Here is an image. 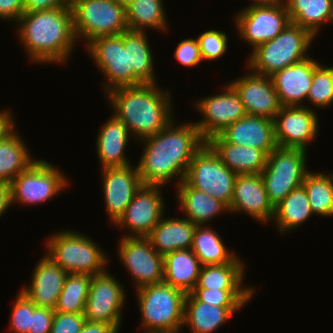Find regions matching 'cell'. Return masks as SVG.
Wrapping results in <instances>:
<instances>
[{"mask_svg": "<svg viewBox=\"0 0 333 333\" xmlns=\"http://www.w3.org/2000/svg\"><path fill=\"white\" fill-rule=\"evenodd\" d=\"M141 139L145 145L137 164L143 185L163 186L179 176L176 186L187 174L194 154L205 144L195 123L174 124Z\"/></svg>", "mask_w": 333, "mask_h": 333, "instance_id": "1", "label": "cell"}, {"mask_svg": "<svg viewBox=\"0 0 333 333\" xmlns=\"http://www.w3.org/2000/svg\"><path fill=\"white\" fill-rule=\"evenodd\" d=\"M16 23L18 39L32 62H68L77 42L70 7L24 12Z\"/></svg>", "mask_w": 333, "mask_h": 333, "instance_id": "2", "label": "cell"}, {"mask_svg": "<svg viewBox=\"0 0 333 333\" xmlns=\"http://www.w3.org/2000/svg\"><path fill=\"white\" fill-rule=\"evenodd\" d=\"M170 93L156 83L122 86L105 94L113 115L124 122L131 137L140 141L155 135L174 119Z\"/></svg>", "mask_w": 333, "mask_h": 333, "instance_id": "3", "label": "cell"}, {"mask_svg": "<svg viewBox=\"0 0 333 333\" xmlns=\"http://www.w3.org/2000/svg\"><path fill=\"white\" fill-rule=\"evenodd\" d=\"M314 38L310 31L291 22L276 38L251 51L246 68L261 75L272 76L309 57L307 51H310Z\"/></svg>", "mask_w": 333, "mask_h": 333, "instance_id": "4", "label": "cell"}, {"mask_svg": "<svg viewBox=\"0 0 333 333\" xmlns=\"http://www.w3.org/2000/svg\"><path fill=\"white\" fill-rule=\"evenodd\" d=\"M45 254L68 274L94 276L106 271L108 256L91 237L77 231H58L46 240Z\"/></svg>", "mask_w": 333, "mask_h": 333, "instance_id": "5", "label": "cell"}, {"mask_svg": "<svg viewBox=\"0 0 333 333\" xmlns=\"http://www.w3.org/2000/svg\"><path fill=\"white\" fill-rule=\"evenodd\" d=\"M141 315L142 333L183 328L186 293L164 282L135 290Z\"/></svg>", "mask_w": 333, "mask_h": 333, "instance_id": "6", "label": "cell"}, {"mask_svg": "<svg viewBox=\"0 0 333 333\" xmlns=\"http://www.w3.org/2000/svg\"><path fill=\"white\" fill-rule=\"evenodd\" d=\"M70 8L76 40L81 38L85 45L96 37L129 30L126 7L116 0H76Z\"/></svg>", "mask_w": 333, "mask_h": 333, "instance_id": "7", "label": "cell"}, {"mask_svg": "<svg viewBox=\"0 0 333 333\" xmlns=\"http://www.w3.org/2000/svg\"><path fill=\"white\" fill-rule=\"evenodd\" d=\"M86 49L95 66L103 72L105 93L122 86H134V70L130 68V30L96 37L86 44Z\"/></svg>", "mask_w": 333, "mask_h": 333, "instance_id": "8", "label": "cell"}, {"mask_svg": "<svg viewBox=\"0 0 333 333\" xmlns=\"http://www.w3.org/2000/svg\"><path fill=\"white\" fill-rule=\"evenodd\" d=\"M306 162L307 151L301 148L277 146L267 156L266 166L260 175L273 207L303 184L305 175L309 172Z\"/></svg>", "mask_w": 333, "mask_h": 333, "instance_id": "9", "label": "cell"}, {"mask_svg": "<svg viewBox=\"0 0 333 333\" xmlns=\"http://www.w3.org/2000/svg\"><path fill=\"white\" fill-rule=\"evenodd\" d=\"M67 176L45 160H35L9 184L11 206L42 204L55 198L69 185Z\"/></svg>", "mask_w": 333, "mask_h": 333, "instance_id": "10", "label": "cell"}, {"mask_svg": "<svg viewBox=\"0 0 333 333\" xmlns=\"http://www.w3.org/2000/svg\"><path fill=\"white\" fill-rule=\"evenodd\" d=\"M236 177L237 174L224 165L219 156L205 142L194 154L184 180L192 188L215 197L229 208Z\"/></svg>", "mask_w": 333, "mask_h": 333, "instance_id": "11", "label": "cell"}, {"mask_svg": "<svg viewBox=\"0 0 333 333\" xmlns=\"http://www.w3.org/2000/svg\"><path fill=\"white\" fill-rule=\"evenodd\" d=\"M117 280L107 270L92 276L84 311L86 321L112 324L120 330L127 296Z\"/></svg>", "mask_w": 333, "mask_h": 333, "instance_id": "12", "label": "cell"}, {"mask_svg": "<svg viewBox=\"0 0 333 333\" xmlns=\"http://www.w3.org/2000/svg\"><path fill=\"white\" fill-rule=\"evenodd\" d=\"M234 21L240 37L253 50L260 44L276 38L291 19L283 3L242 8Z\"/></svg>", "mask_w": 333, "mask_h": 333, "instance_id": "13", "label": "cell"}, {"mask_svg": "<svg viewBox=\"0 0 333 333\" xmlns=\"http://www.w3.org/2000/svg\"><path fill=\"white\" fill-rule=\"evenodd\" d=\"M117 245L118 257L133 278L135 289L163 282V256L147 237L122 236Z\"/></svg>", "mask_w": 333, "mask_h": 333, "instance_id": "14", "label": "cell"}, {"mask_svg": "<svg viewBox=\"0 0 333 333\" xmlns=\"http://www.w3.org/2000/svg\"><path fill=\"white\" fill-rule=\"evenodd\" d=\"M223 91V93L196 101L195 108L200 111L203 119L195 121V125L205 142L246 115L243 103L235 89L227 83Z\"/></svg>", "mask_w": 333, "mask_h": 333, "instance_id": "15", "label": "cell"}, {"mask_svg": "<svg viewBox=\"0 0 333 333\" xmlns=\"http://www.w3.org/2000/svg\"><path fill=\"white\" fill-rule=\"evenodd\" d=\"M159 187L142 185L136 192L123 215L114 224L120 229L129 230L123 236L147 237L162 219L165 214V202L161 192L163 189Z\"/></svg>", "mask_w": 333, "mask_h": 333, "instance_id": "16", "label": "cell"}, {"mask_svg": "<svg viewBox=\"0 0 333 333\" xmlns=\"http://www.w3.org/2000/svg\"><path fill=\"white\" fill-rule=\"evenodd\" d=\"M311 108L307 104L280 108L273 119L275 140L279 147L308 150L320 126L317 113Z\"/></svg>", "mask_w": 333, "mask_h": 333, "instance_id": "17", "label": "cell"}, {"mask_svg": "<svg viewBox=\"0 0 333 333\" xmlns=\"http://www.w3.org/2000/svg\"><path fill=\"white\" fill-rule=\"evenodd\" d=\"M102 169V189L110 223L115 224L143 185L137 165Z\"/></svg>", "mask_w": 333, "mask_h": 333, "instance_id": "18", "label": "cell"}, {"mask_svg": "<svg viewBox=\"0 0 333 333\" xmlns=\"http://www.w3.org/2000/svg\"><path fill=\"white\" fill-rule=\"evenodd\" d=\"M249 71H251L249 73ZM243 77L228 82L240 96L246 114L273 120L282 107L270 76L249 69Z\"/></svg>", "mask_w": 333, "mask_h": 333, "instance_id": "19", "label": "cell"}, {"mask_svg": "<svg viewBox=\"0 0 333 333\" xmlns=\"http://www.w3.org/2000/svg\"><path fill=\"white\" fill-rule=\"evenodd\" d=\"M228 210L230 213L243 212L261 223H268L273 219L274 207L268 199L260 174L237 175Z\"/></svg>", "mask_w": 333, "mask_h": 333, "instance_id": "20", "label": "cell"}, {"mask_svg": "<svg viewBox=\"0 0 333 333\" xmlns=\"http://www.w3.org/2000/svg\"><path fill=\"white\" fill-rule=\"evenodd\" d=\"M319 64L310 56L270 76L281 106H304Z\"/></svg>", "mask_w": 333, "mask_h": 333, "instance_id": "21", "label": "cell"}, {"mask_svg": "<svg viewBox=\"0 0 333 333\" xmlns=\"http://www.w3.org/2000/svg\"><path fill=\"white\" fill-rule=\"evenodd\" d=\"M31 283L22 291L37 307L55 309L68 273L44 255L35 265Z\"/></svg>", "mask_w": 333, "mask_h": 333, "instance_id": "22", "label": "cell"}, {"mask_svg": "<svg viewBox=\"0 0 333 333\" xmlns=\"http://www.w3.org/2000/svg\"><path fill=\"white\" fill-rule=\"evenodd\" d=\"M219 135L227 142L258 148L269 155L278 145L275 140L274 121L246 114L226 127Z\"/></svg>", "mask_w": 333, "mask_h": 333, "instance_id": "23", "label": "cell"}, {"mask_svg": "<svg viewBox=\"0 0 333 333\" xmlns=\"http://www.w3.org/2000/svg\"><path fill=\"white\" fill-rule=\"evenodd\" d=\"M130 133L124 122L111 115L99 130L96 138V153L101 169L131 165L125 155Z\"/></svg>", "mask_w": 333, "mask_h": 333, "instance_id": "24", "label": "cell"}, {"mask_svg": "<svg viewBox=\"0 0 333 333\" xmlns=\"http://www.w3.org/2000/svg\"><path fill=\"white\" fill-rule=\"evenodd\" d=\"M206 143L231 171L239 174H260L266 166L267 154L254 147L225 141L219 134Z\"/></svg>", "mask_w": 333, "mask_h": 333, "instance_id": "25", "label": "cell"}, {"mask_svg": "<svg viewBox=\"0 0 333 333\" xmlns=\"http://www.w3.org/2000/svg\"><path fill=\"white\" fill-rule=\"evenodd\" d=\"M15 126L13 121L0 135V182L6 184L37 160L29 153Z\"/></svg>", "mask_w": 333, "mask_h": 333, "instance_id": "26", "label": "cell"}, {"mask_svg": "<svg viewBox=\"0 0 333 333\" xmlns=\"http://www.w3.org/2000/svg\"><path fill=\"white\" fill-rule=\"evenodd\" d=\"M243 307H220L199 301L191 292L186 293L183 326L190 333H215Z\"/></svg>", "mask_w": 333, "mask_h": 333, "instance_id": "27", "label": "cell"}, {"mask_svg": "<svg viewBox=\"0 0 333 333\" xmlns=\"http://www.w3.org/2000/svg\"><path fill=\"white\" fill-rule=\"evenodd\" d=\"M196 226L184 216L162 217L147 238L156 252L164 256L176 250L191 249Z\"/></svg>", "mask_w": 333, "mask_h": 333, "instance_id": "28", "label": "cell"}, {"mask_svg": "<svg viewBox=\"0 0 333 333\" xmlns=\"http://www.w3.org/2000/svg\"><path fill=\"white\" fill-rule=\"evenodd\" d=\"M177 202L184 218L196 225H205L217 215L229 212L228 207L213 196L192 188L185 180L177 185Z\"/></svg>", "mask_w": 333, "mask_h": 333, "instance_id": "29", "label": "cell"}, {"mask_svg": "<svg viewBox=\"0 0 333 333\" xmlns=\"http://www.w3.org/2000/svg\"><path fill=\"white\" fill-rule=\"evenodd\" d=\"M201 263L191 249H181L163 256V282L190 293L197 284Z\"/></svg>", "mask_w": 333, "mask_h": 333, "instance_id": "30", "label": "cell"}, {"mask_svg": "<svg viewBox=\"0 0 333 333\" xmlns=\"http://www.w3.org/2000/svg\"><path fill=\"white\" fill-rule=\"evenodd\" d=\"M245 267L242 258L222 265H203L194 288L211 290H255L254 286L243 285Z\"/></svg>", "mask_w": 333, "mask_h": 333, "instance_id": "31", "label": "cell"}, {"mask_svg": "<svg viewBox=\"0 0 333 333\" xmlns=\"http://www.w3.org/2000/svg\"><path fill=\"white\" fill-rule=\"evenodd\" d=\"M314 215L303 185L293 189L284 199L274 207L272 223L281 234L288 233L304 224ZM287 231V232H286Z\"/></svg>", "mask_w": 333, "mask_h": 333, "instance_id": "32", "label": "cell"}, {"mask_svg": "<svg viewBox=\"0 0 333 333\" xmlns=\"http://www.w3.org/2000/svg\"><path fill=\"white\" fill-rule=\"evenodd\" d=\"M291 22L315 37L323 24L333 21L332 0H284Z\"/></svg>", "mask_w": 333, "mask_h": 333, "instance_id": "33", "label": "cell"}, {"mask_svg": "<svg viewBox=\"0 0 333 333\" xmlns=\"http://www.w3.org/2000/svg\"><path fill=\"white\" fill-rule=\"evenodd\" d=\"M191 250L202 266L222 265L232 262L238 256L225 246L219 233L208 225L196 226Z\"/></svg>", "mask_w": 333, "mask_h": 333, "instance_id": "34", "label": "cell"}, {"mask_svg": "<svg viewBox=\"0 0 333 333\" xmlns=\"http://www.w3.org/2000/svg\"><path fill=\"white\" fill-rule=\"evenodd\" d=\"M126 20L131 31L153 28L167 31L168 20L162 0H135L126 6Z\"/></svg>", "mask_w": 333, "mask_h": 333, "instance_id": "35", "label": "cell"}, {"mask_svg": "<svg viewBox=\"0 0 333 333\" xmlns=\"http://www.w3.org/2000/svg\"><path fill=\"white\" fill-rule=\"evenodd\" d=\"M146 31L130 30V68L134 70V86L156 84L154 58Z\"/></svg>", "mask_w": 333, "mask_h": 333, "instance_id": "36", "label": "cell"}, {"mask_svg": "<svg viewBox=\"0 0 333 333\" xmlns=\"http://www.w3.org/2000/svg\"><path fill=\"white\" fill-rule=\"evenodd\" d=\"M306 190L313 214L333 216V174L309 171L302 184Z\"/></svg>", "mask_w": 333, "mask_h": 333, "instance_id": "37", "label": "cell"}, {"mask_svg": "<svg viewBox=\"0 0 333 333\" xmlns=\"http://www.w3.org/2000/svg\"><path fill=\"white\" fill-rule=\"evenodd\" d=\"M92 276L68 274L58 297L55 312L84 313Z\"/></svg>", "mask_w": 333, "mask_h": 333, "instance_id": "38", "label": "cell"}, {"mask_svg": "<svg viewBox=\"0 0 333 333\" xmlns=\"http://www.w3.org/2000/svg\"><path fill=\"white\" fill-rule=\"evenodd\" d=\"M307 101L318 109L328 108L333 103V66L319 64L313 72L312 85Z\"/></svg>", "mask_w": 333, "mask_h": 333, "instance_id": "39", "label": "cell"}, {"mask_svg": "<svg viewBox=\"0 0 333 333\" xmlns=\"http://www.w3.org/2000/svg\"><path fill=\"white\" fill-rule=\"evenodd\" d=\"M255 290H211L194 288L191 293L199 300L220 307H243L252 299Z\"/></svg>", "mask_w": 333, "mask_h": 333, "instance_id": "40", "label": "cell"}, {"mask_svg": "<svg viewBox=\"0 0 333 333\" xmlns=\"http://www.w3.org/2000/svg\"><path fill=\"white\" fill-rule=\"evenodd\" d=\"M203 61H213L224 56L228 49V37L223 31L210 29L197 37Z\"/></svg>", "mask_w": 333, "mask_h": 333, "instance_id": "41", "label": "cell"}, {"mask_svg": "<svg viewBox=\"0 0 333 333\" xmlns=\"http://www.w3.org/2000/svg\"><path fill=\"white\" fill-rule=\"evenodd\" d=\"M37 306L19 290L10 314L9 329L12 333H28L31 315Z\"/></svg>", "mask_w": 333, "mask_h": 333, "instance_id": "42", "label": "cell"}, {"mask_svg": "<svg viewBox=\"0 0 333 333\" xmlns=\"http://www.w3.org/2000/svg\"><path fill=\"white\" fill-rule=\"evenodd\" d=\"M85 322L84 313L54 312L50 333H80Z\"/></svg>", "mask_w": 333, "mask_h": 333, "instance_id": "43", "label": "cell"}, {"mask_svg": "<svg viewBox=\"0 0 333 333\" xmlns=\"http://www.w3.org/2000/svg\"><path fill=\"white\" fill-rule=\"evenodd\" d=\"M174 57L180 64L190 68L202 63L201 61L203 60L200 55L197 38L184 39L178 43Z\"/></svg>", "mask_w": 333, "mask_h": 333, "instance_id": "44", "label": "cell"}, {"mask_svg": "<svg viewBox=\"0 0 333 333\" xmlns=\"http://www.w3.org/2000/svg\"><path fill=\"white\" fill-rule=\"evenodd\" d=\"M54 309L36 307L31 315V327L28 333H50L54 318Z\"/></svg>", "mask_w": 333, "mask_h": 333, "instance_id": "45", "label": "cell"}, {"mask_svg": "<svg viewBox=\"0 0 333 333\" xmlns=\"http://www.w3.org/2000/svg\"><path fill=\"white\" fill-rule=\"evenodd\" d=\"M24 12V0H0V18L2 20L14 21L16 24Z\"/></svg>", "mask_w": 333, "mask_h": 333, "instance_id": "46", "label": "cell"}, {"mask_svg": "<svg viewBox=\"0 0 333 333\" xmlns=\"http://www.w3.org/2000/svg\"><path fill=\"white\" fill-rule=\"evenodd\" d=\"M58 7H70L65 0H24L25 12L50 10Z\"/></svg>", "mask_w": 333, "mask_h": 333, "instance_id": "47", "label": "cell"}, {"mask_svg": "<svg viewBox=\"0 0 333 333\" xmlns=\"http://www.w3.org/2000/svg\"><path fill=\"white\" fill-rule=\"evenodd\" d=\"M80 333H119V329L112 324L86 321Z\"/></svg>", "mask_w": 333, "mask_h": 333, "instance_id": "48", "label": "cell"}, {"mask_svg": "<svg viewBox=\"0 0 333 333\" xmlns=\"http://www.w3.org/2000/svg\"><path fill=\"white\" fill-rule=\"evenodd\" d=\"M11 206L10 202V186L9 184L0 182V217L5 214V211Z\"/></svg>", "mask_w": 333, "mask_h": 333, "instance_id": "49", "label": "cell"}, {"mask_svg": "<svg viewBox=\"0 0 333 333\" xmlns=\"http://www.w3.org/2000/svg\"><path fill=\"white\" fill-rule=\"evenodd\" d=\"M9 109L0 111V135L14 121Z\"/></svg>", "mask_w": 333, "mask_h": 333, "instance_id": "50", "label": "cell"}, {"mask_svg": "<svg viewBox=\"0 0 333 333\" xmlns=\"http://www.w3.org/2000/svg\"><path fill=\"white\" fill-rule=\"evenodd\" d=\"M284 0H252V3L247 7L251 6H262V5H276L283 3Z\"/></svg>", "mask_w": 333, "mask_h": 333, "instance_id": "51", "label": "cell"}, {"mask_svg": "<svg viewBox=\"0 0 333 333\" xmlns=\"http://www.w3.org/2000/svg\"><path fill=\"white\" fill-rule=\"evenodd\" d=\"M116 1L126 7L127 5H129L131 2H133L135 0H116Z\"/></svg>", "mask_w": 333, "mask_h": 333, "instance_id": "52", "label": "cell"}, {"mask_svg": "<svg viewBox=\"0 0 333 333\" xmlns=\"http://www.w3.org/2000/svg\"><path fill=\"white\" fill-rule=\"evenodd\" d=\"M181 329H176V330H170V331H161V332H153V333H180Z\"/></svg>", "mask_w": 333, "mask_h": 333, "instance_id": "53", "label": "cell"}, {"mask_svg": "<svg viewBox=\"0 0 333 333\" xmlns=\"http://www.w3.org/2000/svg\"><path fill=\"white\" fill-rule=\"evenodd\" d=\"M74 1H76V0H65V2H66L68 5H71Z\"/></svg>", "mask_w": 333, "mask_h": 333, "instance_id": "54", "label": "cell"}]
</instances>
